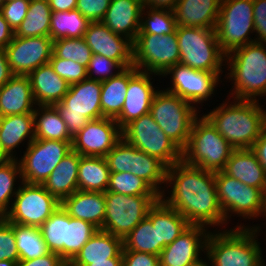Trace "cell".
<instances>
[{
	"label": "cell",
	"instance_id": "1",
	"mask_svg": "<svg viewBox=\"0 0 266 266\" xmlns=\"http://www.w3.org/2000/svg\"><path fill=\"white\" fill-rule=\"evenodd\" d=\"M165 186L167 189L160 199L177 210L191 225L226 228L223 226L225 216L218 201L214 171L188 165L182 160L168 167Z\"/></svg>",
	"mask_w": 266,
	"mask_h": 266
},
{
	"label": "cell",
	"instance_id": "2",
	"mask_svg": "<svg viewBox=\"0 0 266 266\" xmlns=\"http://www.w3.org/2000/svg\"><path fill=\"white\" fill-rule=\"evenodd\" d=\"M230 100L204 115L234 149H251L266 123V110L259 101Z\"/></svg>",
	"mask_w": 266,
	"mask_h": 266
},
{
	"label": "cell",
	"instance_id": "3",
	"mask_svg": "<svg viewBox=\"0 0 266 266\" xmlns=\"http://www.w3.org/2000/svg\"><path fill=\"white\" fill-rule=\"evenodd\" d=\"M238 224L209 233L205 255L211 266H261L265 262L258 241L261 225Z\"/></svg>",
	"mask_w": 266,
	"mask_h": 266
},
{
	"label": "cell",
	"instance_id": "4",
	"mask_svg": "<svg viewBox=\"0 0 266 266\" xmlns=\"http://www.w3.org/2000/svg\"><path fill=\"white\" fill-rule=\"evenodd\" d=\"M225 64L230 72L226 71L224 77L233 82L227 97L259 101L266 96L265 43L254 42L235 49L226 55Z\"/></svg>",
	"mask_w": 266,
	"mask_h": 266
},
{
	"label": "cell",
	"instance_id": "5",
	"mask_svg": "<svg viewBox=\"0 0 266 266\" xmlns=\"http://www.w3.org/2000/svg\"><path fill=\"white\" fill-rule=\"evenodd\" d=\"M202 114L193 121L188 144L182 151V160L204 170L222 171L234 148Z\"/></svg>",
	"mask_w": 266,
	"mask_h": 266
},
{
	"label": "cell",
	"instance_id": "6",
	"mask_svg": "<svg viewBox=\"0 0 266 266\" xmlns=\"http://www.w3.org/2000/svg\"><path fill=\"white\" fill-rule=\"evenodd\" d=\"M175 31L180 64L195 70L215 73L221 79L226 65V55L220 48L216 29L177 26Z\"/></svg>",
	"mask_w": 266,
	"mask_h": 266
},
{
	"label": "cell",
	"instance_id": "7",
	"mask_svg": "<svg viewBox=\"0 0 266 266\" xmlns=\"http://www.w3.org/2000/svg\"><path fill=\"white\" fill-rule=\"evenodd\" d=\"M201 111L164 88L155 93L150 108L154 121L182 151L188 144L193 121Z\"/></svg>",
	"mask_w": 266,
	"mask_h": 266
},
{
	"label": "cell",
	"instance_id": "8",
	"mask_svg": "<svg viewBox=\"0 0 266 266\" xmlns=\"http://www.w3.org/2000/svg\"><path fill=\"white\" fill-rule=\"evenodd\" d=\"M215 184L218 201L225 216V226L231 221V216L238 215L237 217L243 219L248 218V221L255 220L259 216L266 219V192L264 190L247 186L223 171L215 172Z\"/></svg>",
	"mask_w": 266,
	"mask_h": 266
},
{
	"label": "cell",
	"instance_id": "9",
	"mask_svg": "<svg viewBox=\"0 0 266 266\" xmlns=\"http://www.w3.org/2000/svg\"><path fill=\"white\" fill-rule=\"evenodd\" d=\"M101 81L84 79L71 84L68 93L54 106L73 138L90 120L102 118Z\"/></svg>",
	"mask_w": 266,
	"mask_h": 266
},
{
	"label": "cell",
	"instance_id": "10",
	"mask_svg": "<svg viewBox=\"0 0 266 266\" xmlns=\"http://www.w3.org/2000/svg\"><path fill=\"white\" fill-rule=\"evenodd\" d=\"M253 33V0H221L216 34L223 53L228 55L235 49L256 42V37H250Z\"/></svg>",
	"mask_w": 266,
	"mask_h": 266
},
{
	"label": "cell",
	"instance_id": "11",
	"mask_svg": "<svg viewBox=\"0 0 266 266\" xmlns=\"http://www.w3.org/2000/svg\"><path fill=\"white\" fill-rule=\"evenodd\" d=\"M121 134L127 143L159 158L168 167L182 161V150L168 138L150 113L128 123Z\"/></svg>",
	"mask_w": 266,
	"mask_h": 266
},
{
	"label": "cell",
	"instance_id": "12",
	"mask_svg": "<svg viewBox=\"0 0 266 266\" xmlns=\"http://www.w3.org/2000/svg\"><path fill=\"white\" fill-rule=\"evenodd\" d=\"M106 211L101 230L124 238L146 216L160 196H129L106 191Z\"/></svg>",
	"mask_w": 266,
	"mask_h": 266
},
{
	"label": "cell",
	"instance_id": "13",
	"mask_svg": "<svg viewBox=\"0 0 266 266\" xmlns=\"http://www.w3.org/2000/svg\"><path fill=\"white\" fill-rule=\"evenodd\" d=\"M133 44V66L139 71L162 76L180 64L176 31L172 34H138Z\"/></svg>",
	"mask_w": 266,
	"mask_h": 266
},
{
	"label": "cell",
	"instance_id": "14",
	"mask_svg": "<svg viewBox=\"0 0 266 266\" xmlns=\"http://www.w3.org/2000/svg\"><path fill=\"white\" fill-rule=\"evenodd\" d=\"M60 206L61 202L42 184L22 182L4 218L10 223L39 228Z\"/></svg>",
	"mask_w": 266,
	"mask_h": 266
},
{
	"label": "cell",
	"instance_id": "15",
	"mask_svg": "<svg viewBox=\"0 0 266 266\" xmlns=\"http://www.w3.org/2000/svg\"><path fill=\"white\" fill-rule=\"evenodd\" d=\"M71 151L72 142L34 139L18 158L23 182L43 184Z\"/></svg>",
	"mask_w": 266,
	"mask_h": 266
},
{
	"label": "cell",
	"instance_id": "16",
	"mask_svg": "<svg viewBox=\"0 0 266 266\" xmlns=\"http://www.w3.org/2000/svg\"><path fill=\"white\" fill-rule=\"evenodd\" d=\"M165 76L170 77L171 87L164 89L192 103L199 110V105L208 103L211 96L213 98L216 94V87L222 83L215 73L195 70L182 64L171 66L161 77Z\"/></svg>",
	"mask_w": 266,
	"mask_h": 266
},
{
	"label": "cell",
	"instance_id": "17",
	"mask_svg": "<svg viewBox=\"0 0 266 266\" xmlns=\"http://www.w3.org/2000/svg\"><path fill=\"white\" fill-rule=\"evenodd\" d=\"M13 75H29L36 68L48 64L53 54L50 36L13 37L5 47Z\"/></svg>",
	"mask_w": 266,
	"mask_h": 266
},
{
	"label": "cell",
	"instance_id": "18",
	"mask_svg": "<svg viewBox=\"0 0 266 266\" xmlns=\"http://www.w3.org/2000/svg\"><path fill=\"white\" fill-rule=\"evenodd\" d=\"M122 138L115 119L102 117L90 120L73 137L72 150L86 157H105Z\"/></svg>",
	"mask_w": 266,
	"mask_h": 266
},
{
	"label": "cell",
	"instance_id": "19",
	"mask_svg": "<svg viewBox=\"0 0 266 266\" xmlns=\"http://www.w3.org/2000/svg\"><path fill=\"white\" fill-rule=\"evenodd\" d=\"M207 227L190 225L172 243L167 244L159 255L160 266H189L205 255L209 233Z\"/></svg>",
	"mask_w": 266,
	"mask_h": 266
},
{
	"label": "cell",
	"instance_id": "20",
	"mask_svg": "<svg viewBox=\"0 0 266 266\" xmlns=\"http://www.w3.org/2000/svg\"><path fill=\"white\" fill-rule=\"evenodd\" d=\"M84 39L92 54L117 61L124 69L133 66V44L125 36L113 33L103 22H90Z\"/></svg>",
	"mask_w": 266,
	"mask_h": 266
},
{
	"label": "cell",
	"instance_id": "21",
	"mask_svg": "<svg viewBox=\"0 0 266 266\" xmlns=\"http://www.w3.org/2000/svg\"><path fill=\"white\" fill-rule=\"evenodd\" d=\"M152 76L161 77L154 73L138 71L129 80L124 105L115 119L121 130L131 121L150 113L153 97L159 90V87L153 85Z\"/></svg>",
	"mask_w": 266,
	"mask_h": 266
},
{
	"label": "cell",
	"instance_id": "22",
	"mask_svg": "<svg viewBox=\"0 0 266 266\" xmlns=\"http://www.w3.org/2000/svg\"><path fill=\"white\" fill-rule=\"evenodd\" d=\"M142 10V0H112L101 22L133 43L139 33Z\"/></svg>",
	"mask_w": 266,
	"mask_h": 266
},
{
	"label": "cell",
	"instance_id": "23",
	"mask_svg": "<svg viewBox=\"0 0 266 266\" xmlns=\"http://www.w3.org/2000/svg\"><path fill=\"white\" fill-rule=\"evenodd\" d=\"M36 107L27 75H13L0 87V117L33 113Z\"/></svg>",
	"mask_w": 266,
	"mask_h": 266
},
{
	"label": "cell",
	"instance_id": "24",
	"mask_svg": "<svg viewBox=\"0 0 266 266\" xmlns=\"http://www.w3.org/2000/svg\"><path fill=\"white\" fill-rule=\"evenodd\" d=\"M34 139V113L0 117V144L10 159H18L15 148L19 149L21 144L22 146L26 144V140L25 147H27Z\"/></svg>",
	"mask_w": 266,
	"mask_h": 266
},
{
	"label": "cell",
	"instance_id": "25",
	"mask_svg": "<svg viewBox=\"0 0 266 266\" xmlns=\"http://www.w3.org/2000/svg\"><path fill=\"white\" fill-rule=\"evenodd\" d=\"M221 0H178L173 10L176 25L216 29Z\"/></svg>",
	"mask_w": 266,
	"mask_h": 266
},
{
	"label": "cell",
	"instance_id": "26",
	"mask_svg": "<svg viewBox=\"0 0 266 266\" xmlns=\"http://www.w3.org/2000/svg\"><path fill=\"white\" fill-rule=\"evenodd\" d=\"M61 206L71 217L89 222L98 230L103 227L106 211L104 193L77 190L64 198Z\"/></svg>",
	"mask_w": 266,
	"mask_h": 266
},
{
	"label": "cell",
	"instance_id": "27",
	"mask_svg": "<svg viewBox=\"0 0 266 266\" xmlns=\"http://www.w3.org/2000/svg\"><path fill=\"white\" fill-rule=\"evenodd\" d=\"M28 77L37 106L55 105L63 99L70 87L63 78L54 72L50 63L36 68Z\"/></svg>",
	"mask_w": 266,
	"mask_h": 266
},
{
	"label": "cell",
	"instance_id": "28",
	"mask_svg": "<svg viewBox=\"0 0 266 266\" xmlns=\"http://www.w3.org/2000/svg\"><path fill=\"white\" fill-rule=\"evenodd\" d=\"M222 171L247 186L266 192V170L251 149H234Z\"/></svg>",
	"mask_w": 266,
	"mask_h": 266
},
{
	"label": "cell",
	"instance_id": "29",
	"mask_svg": "<svg viewBox=\"0 0 266 266\" xmlns=\"http://www.w3.org/2000/svg\"><path fill=\"white\" fill-rule=\"evenodd\" d=\"M122 250V238L103 230H97L68 265H87L90 264V261L122 258Z\"/></svg>",
	"mask_w": 266,
	"mask_h": 266
},
{
	"label": "cell",
	"instance_id": "30",
	"mask_svg": "<svg viewBox=\"0 0 266 266\" xmlns=\"http://www.w3.org/2000/svg\"><path fill=\"white\" fill-rule=\"evenodd\" d=\"M81 155L71 151L56 166L42 184L60 202L78 190V171Z\"/></svg>",
	"mask_w": 266,
	"mask_h": 266
},
{
	"label": "cell",
	"instance_id": "31",
	"mask_svg": "<svg viewBox=\"0 0 266 266\" xmlns=\"http://www.w3.org/2000/svg\"><path fill=\"white\" fill-rule=\"evenodd\" d=\"M139 70L135 66L123 69L117 76L101 82L102 117L116 119L125 102L129 80Z\"/></svg>",
	"mask_w": 266,
	"mask_h": 266
},
{
	"label": "cell",
	"instance_id": "32",
	"mask_svg": "<svg viewBox=\"0 0 266 266\" xmlns=\"http://www.w3.org/2000/svg\"><path fill=\"white\" fill-rule=\"evenodd\" d=\"M122 251H137L160 255L157 234V202L148 210L147 216L123 238Z\"/></svg>",
	"mask_w": 266,
	"mask_h": 266
},
{
	"label": "cell",
	"instance_id": "33",
	"mask_svg": "<svg viewBox=\"0 0 266 266\" xmlns=\"http://www.w3.org/2000/svg\"><path fill=\"white\" fill-rule=\"evenodd\" d=\"M111 171L105 157L81 156L78 171V190L107 191Z\"/></svg>",
	"mask_w": 266,
	"mask_h": 266
},
{
	"label": "cell",
	"instance_id": "34",
	"mask_svg": "<svg viewBox=\"0 0 266 266\" xmlns=\"http://www.w3.org/2000/svg\"><path fill=\"white\" fill-rule=\"evenodd\" d=\"M33 113L35 139L73 142L66 123L54 105L37 106Z\"/></svg>",
	"mask_w": 266,
	"mask_h": 266
},
{
	"label": "cell",
	"instance_id": "35",
	"mask_svg": "<svg viewBox=\"0 0 266 266\" xmlns=\"http://www.w3.org/2000/svg\"><path fill=\"white\" fill-rule=\"evenodd\" d=\"M167 169L168 166L159 158L133 146V163L130 173L146 181L159 195H162L166 188Z\"/></svg>",
	"mask_w": 266,
	"mask_h": 266
},
{
	"label": "cell",
	"instance_id": "36",
	"mask_svg": "<svg viewBox=\"0 0 266 266\" xmlns=\"http://www.w3.org/2000/svg\"><path fill=\"white\" fill-rule=\"evenodd\" d=\"M51 15L48 0H30L27 16L15 31V36H50Z\"/></svg>",
	"mask_w": 266,
	"mask_h": 266
},
{
	"label": "cell",
	"instance_id": "37",
	"mask_svg": "<svg viewBox=\"0 0 266 266\" xmlns=\"http://www.w3.org/2000/svg\"><path fill=\"white\" fill-rule=\"evenodd\" d=\"M191 224L177 210L170 208L161 199L157 201V234L162 249L172 243Z\"/></svg>",
	"mask_w": 266,
	"mask_h": 266
},
{
	"label": "cell",
	"instance_id": "38",
	"mask_svg": "<svg viewBox=\"0 0 266 266\" xmlns=\"http://www.w3.org/2000/svg\"><path fill=\"white\" fill-rule=\"evenodd\" d=\"M90 21L77 9L52 12L50 21V37L53 41L61 38H80L88 29Z\"/></svg>",
	"mask_w": 266,
	"mask_h": 266
},
{
	"label": "cell",
	"instance_id": "39",
	"mask_svg": "<svg viewBox=\"0 0 266 266\" xmlns=\"http://www.w3.org/2000/svg\"><path fill=\"white\" fill-rule=\"evenodd\" d=\"M22 182L18 159H10L0 164V218H4L9 212L13 197L19 191Z\"/></svg>",
	"mask_w": 266,
	"mask_h": 266
},
{
	"label": "cell",
	"instance_id": "40",
	"mask_svg": "<svg viewBox=\"0 0 266 266\" xmlns=\"http://www.w3.org/2000/svg\"><path fill=\"white\" fill-rule=\"evenodd\" d=\"M14 235L19 260H32L50 252L42 237L40 228L14 223Z\"/></svg>",
	"mask_w": 266,
	"mask_h": 266
},
{
	"label": "cell",
	"instance_id": "41",
	"mask_svg": "<svg viewBox=\"0 0 266 266\" xmlns=\"http://www.w3.org/2000/svg\"><path fill=\"white\" fill-rule=\"evenodd\" d=\"M98 229L89 222L71 217L66 212V243L64 261L68 264L81 250L82 246Z\"/></svg>",
	"mask_w": 266,
	"mask_h": 266
},
{
	"label": "cell",
	"instance_id": "42",
	"mask_svg": "<svg viewBox=\"0 0 266 266\" xmlns=\"http://www.w3.org/2000/svg\"><path fill=\"white\" fill-rule=\"evenodd\" d=\"M50 252L58 254L64 260L66 243V211L60 206L39 227Z\"/></svg>",
	"mask_w": 266,
	"mask_h": 266
},
{
	"label": "cell",
	"instance_id": "43",
	"mask_svg": "<svg viewBox=\"0 0 266 266\" xmlns=\"http://www.w3.org/2000/svg\"><path fill=\"white\" fill-rule=\"evenodd\" d=\"M174 12L167 9L143 7L138 34H172L176 30Z\"/></svg>",
	"mask_w": 266,
	"mask_h": 266
},
{
	"label": "cell",
	"instance_id": "44",
	"mask_svg": "<svg viewBox=\"0 0 266 266\" xmlns=\"http://www.w3.org/2000/svg\"><path fill=\"white\" fill-rule=\"evenodd\" d=\"M107 191L129 196H160L146 181L130 172H111Z\"/></svg>",
	"mask_w": 266,
	"mask_h": 266
},
{
	"label": "cell",
	"instance_id": "45",
	"mask_svg": "<svg viewBox=\"0 0 266 266\" xmlns=\"http://www.w3.org/2000/svg\"><path fill=\"white\" fill-rule=\"evenodd\" d=\"M53 53L59 58L72 60L86 68L93 55L84 37L61 38L53 41Z\"/></svg>",
	"mask_w": 266,
	"mask_h": 266
},
{
	"label": "cell",
	"instance_id": "46",
	"mask_svg": "<svg viewBox=\"0 0 266 266\" xmlns=\"http://www.w3.org/2000/svg\"><path fill=\"white\" fill-rule=\"evenodd\" d=\"M123 69L117 61L93 54L87 66V78L102 82L117 76Z\"/></svg>",
	"mask_w": 266,
	"mask_h": 266
},
{
	"label": "cell",
	"instance_id": "47",
	"mask_svg": "<svg viewBox=\"0 0 266 266\" xmlns=\"http://www.w3.org/2000/svg\"><path fill=\"white\" fill-rule=\"evenodd\" d=\"M105 159L111 172H130L133 163V145L121 138Z\"/></svg>",
	"mask_w": 266,
	"mask_h": 266
},
{
	"label": "cell",
	"instance_id": "48",
	"mask_svg": "<svg viewBox=\"0 0 266 266\" xmlns=\"http://www.w3.org/2000/svg\"><path fill=\"white\" fill-rule=\"evenodd\" d=\"M49 63L53 67L54 72L69 85L81 82L87 78V68L72 60L59 58L53 53Z\"/></svg>",
	"mask_w": 266,
	"mask_h": 266
},
{
	"label": "cell",
	"instance_id": "49",
	"mask_svg": "<svg viewBox=\"0 0 266 266\" xmlns=\"http://www.w3.org/2000/svg\"><path fill=\"white\" fill-rule=\"evenodd\" d=\"M19 261V253L14 235V223L0 218V261Z\"/></svg>",
	"mask_w": 266,
	"mask_h": 266
},
{
	"label": "cell",
	"instance_id": "50",
	"mask_svg": "<svg viewBox=\"0 0 266 266\" xmlns=\"http://www.w3.org/2000/svg\"><path fill=\"white\" fill-rule=\"evenodd\" d=\"M30 0L5 2L0 9L3 18L9 23L14 32L26 18Z\"/></svg>",
	"mask_w": 266,
	"mask_h": 266
},
{
	"label": "cell",
	"instance_id": "51",
	"mask_svg": "<svg viewBox=\"0 0 266 266\" xmlns=\"http://www.w3.org/2000/svg\"><path fill=\"white\" fill-rule=\"evenodd\" d=\"M112 0H77L76 9L90 22L102 21Z\"/></svg>",
	"mask_w": 266,
	"mask_h": 266
},
{
	"label": "cell",
	"instance_id": "52",
	"mask_svg": "<svg viewBox=\"0 0 266 266\" xmlns=\"http://www.w3.org/2000/svg\"><path fill=\"white\" fill-rule=\"evenodd\" d=\"M256 42L266 44V0H253Z\"/></svg>",
	"mask_w": 266,
	"mask_h": 266
},
{
	"label": "cell",
	"instance_id": "53",
	"mask_svg": "<svg viewBox=\"0 0 266 266\" xmlns=\"http://www.w3.org/2000/svg\"><path fill=\"white\" fill-rule=\"evenodd\" d=\"M123 266H160L159 256L137 252L122 251Z\"/></svg>",
	"mask_w": 266,
	"mask_h": 266
},
{
	"label": "cell",
	"instance_id": "54",
	"mask_svg": "<svg viewBox=\"0 0 266 266\" xmlns=\"http://www.w3.org/2000/svg\"><path fill=\"white\" fill-rule=\"evenodd\" d=\"M17 266H68V264L58 254L49 252L32 260H19Z\"/></svg>",
	"mask_w": 266,
	"mask_h": 266
},
{
	"label": "cell",
	"instance_id": "55",
	"mask_svg": "<svg viewBox=\"0 0 266 266\" xmlns=\"http://www.w3.org/2000/svg\"><path fill=\"white\" fill-rule=\"evenodd\" d=\"M251 150L256 155L259 163L266 170V123L262 128L259 138L252 145Z\"/></svg>",
	"mask_w": 266,
	"mask_h": 266
},
{
	"label": "cell",
	"instance_id": "56",
	"mask_svg": "<svg viewBox=\"0 0 266 266\" xmlns=\"http://www.w3.org/2000/svg\"><path fill=\"white\" fill-rule=\"evenodd\" d=\"M13 73L10 70L6 50L0 47V87L10 80Z\"/></svg>",
	"mask_w": 266,
	"mask_h": 266
},
{
	"label": "cell",
	"instance_id": "57",
	"mask_svg": "<svg viewBox=\"0 0 266 266\" xmlns=\"http://www.w3.org/2000/svg\"><path fill=\"white\" fill-rule=\"evenodd\" d=\"M14 35V30L0 12V47L5 48L12 41Z\"/></svg>",
	"mask_w": 266,
	"mask_h": 266
},
{
	"label": "cell",
	"instance_id": "58",
	"mask_svg": "<svg viewBox=\"0 0 266 266\" xmlns=\"http://www.w3.org/2000/svg\"><path fill=\"white\" fill-rule=\"evenodd\" d=\"M52 12H64L76 9L77 0H48Z\"/></svg>",
	"mask_w": 266,
	"mask_h": 266
},
{
	"label": "cell",
	"instance_id": "59",
	"mask_svg": "<svg viewBox=\"0 0 266 266\" xmlns=\"http://www.w3.org/2000/svg\"><path fill=\"white\" fill-rule=\"evenodd\" d=\"M178 0H142L143 7L174 10Z\"/></svg>",
	"mask_w": 266,
	"mask_h": 266
},
{
	"label": "cell",
	"instance_id": "60",
	"mask_svg": "<svg viewBox=\"0 0 266 266\" xmlns=\"http://www.w3.org/2000/svg\"><path fill=\"white\" fill-rule=\"evenodd\" d=\"M68 266H123L122 258H109L107 261H90L87 265H68Z\"/></svg>",
	"mask_w": 266,
	"mask_h": 266
},
{
	"label": "cell",
	"instance_id": "61",
	"mask_svg": "<svg viewBox=\"0 0 266 266\" xmlns=\"http://www.w3.org/2000/svg\"><path fill=\"white\" fill-rule=\"evenodd\" d=\"M207 260H206V259ZM209 261V259L207 258V256L205 255V257L204 258H201V259H199L197 262H195V263H193V264H191V265H189V266H211V263H210V261Z\"/></svg>",
	"mask_w": 266,
	"mask_h": 266
},
{
	"label": "cell",
	"instance_id": "62",
	"mask_svg": "<svg viewBox=\"0 0 266 266\" xmlns=\"http://www.w3.org/2000/svg\"><path fill=\"white\" fill-rule=\"evenodd\" d=\"M9 160H10V158L5 154V152L3 151L1 144H0V164L5 163Z\"/></svg>",
	"mask_w": 266,
	"mask_h": 266
},
{
	"label": "cell",
	"instance_id": "63",
	"mask_svg": "<svg viewBox=\"0 0 266 266\" xmlns=\"http://www.w3.org/2000/svg\"><path fill=\"white\" fill-rule=\"evenodd\" d=\"M18 262L9 261V260H2L0 261V266H17Z\"/></svg>",
	"mask_w": 266,
	"mask_h": 266
},
{
	"label": "cell",
	"instance_id": "64",
	"mask_svg": "<svg viewBox=\"0 0 266 266\" xmlns=\"http://www.w3.org/2000/svg\"><path fill=\"white\" fill-rule=\"evenodd\" d=\"M4 3H5V0H0V9L3 6Z\"/></svg>",
	"mask_w": 266,
	"mask_h": 266
}]
</instances>
